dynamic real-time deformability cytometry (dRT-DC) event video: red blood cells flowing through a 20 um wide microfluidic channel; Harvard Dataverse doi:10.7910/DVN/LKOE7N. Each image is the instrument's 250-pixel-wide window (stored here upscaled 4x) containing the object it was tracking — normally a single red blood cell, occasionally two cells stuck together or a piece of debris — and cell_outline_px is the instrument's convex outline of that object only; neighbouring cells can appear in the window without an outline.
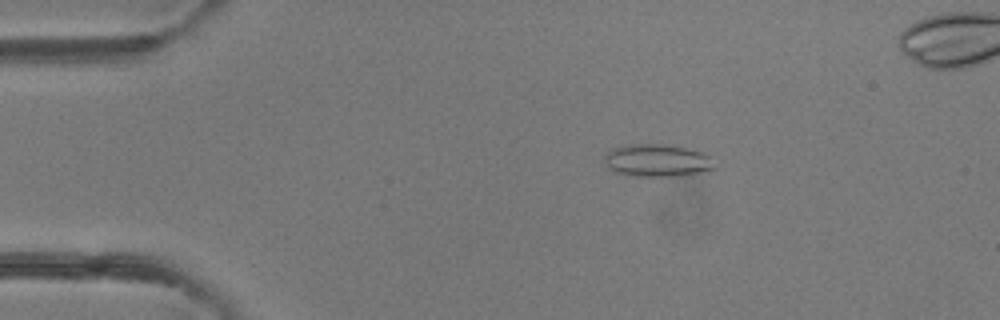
{"species": "common noctule bat (a hibernating species)", "species_latin": "Nyctalus noctula", "temperature_condition": "room temperature", "stored_images_in_passage": 47, "camera_frame_rate_fps": 3000, "um_per_image_px": 0.085, "animal": {"sex": "female"}, "frame": {"image": 1, "passage_image": 8, "time_ms": 2.333, "image_size_px": [1000, 320], "cell_outline_px": [[716, 168], [708, 172], [684, 176], [632, 176], [616, 172], [608, 168], [604, 160], [604, 152], [612, 148], [632, 144], [668, 144], [688, 148], [704, 152], [708, 156]], "centroid_in_image_um": [55.87, 13.64], "position_along_channel_um": 29.1, "area_um2": 21.33}}
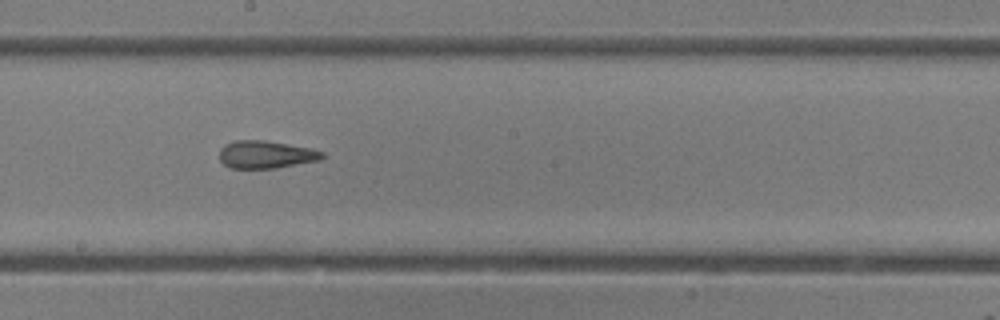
{"frame": {"image": 2, "passage_image": 26, "time_ms": 8.333, "image_size_px": [1000, 320], "cell_outline_px": [[324, 156], [320, 160], [276, 168], [228, 168], [220, 160], [220, 148], [224, 144], [236, 140], [264, 140], [312, 148], [324, 152]], "centroid_in_image_um": [22.6, 13.13], "position_along_channel_um": 225.6, "area_um2": 16.65}}
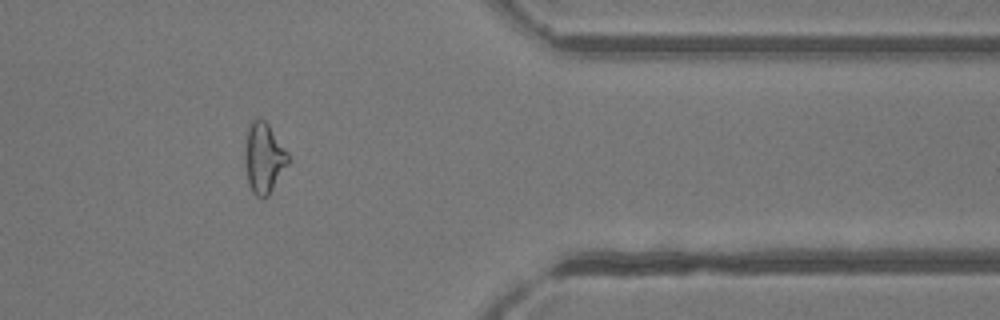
{"frame": {"image": 3, "passage_image": 39, "time_ms": 12.667, "image_size_px": [1000, 320], "cell_outline_px": [[292, 160], [268, 196], [264, 200], [256, 196], [252, 192], [248, 184], [244, 160], [244, 148], [248, 124], [256, 116], [260, 116], [268, 124], [288, 152]], "centroid_in_image_um": [22.43, 13.42], "position_along_channel_um": 389.0, "area_um2": 18.44}, "authors_computed_cell_mechanics": {"area_um2": 18.6694, "velocity_mm_per_s": 4.2379, "shape_relaxation_time_tau1_ms": null, "shape_relaxation_time_tau2_ms": 2.1323, "deformation_change_tau1": null, "deformation_change_tau2": 0.1165}}